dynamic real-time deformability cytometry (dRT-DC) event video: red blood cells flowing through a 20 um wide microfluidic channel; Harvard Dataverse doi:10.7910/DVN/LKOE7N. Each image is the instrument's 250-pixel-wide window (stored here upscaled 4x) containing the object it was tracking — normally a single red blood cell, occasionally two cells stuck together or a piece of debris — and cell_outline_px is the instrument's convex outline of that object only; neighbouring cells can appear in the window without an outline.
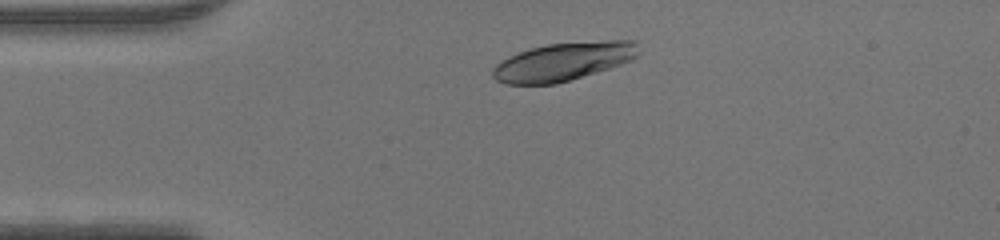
{"species": "human", "species_latin": "Homo sapiens", "temperature_condition": "warm", "stored_images_in_passage": 17, "camera_frame_rate_fps": 3000, "um_per_image_px": 0.085, "donor": {"sex": "male"}, "frame": {"image": 1, "passage_image": 1, "time_ms": 0.0, "image_size_px": [1000, 240], "cell_outline_px": [[640, 52], [632, 60], [608, 68], [556, 84], [504, 84], [496, 80], [492, 76], [492, 68], [496, 64], [508, 56], [532, 48], [548, 44], [604, 40], [636, 40]], "centroid_in_image_um": [47.88, 5.23], "position_along_channel_um": 37.1, "area_um2": 32.43}}
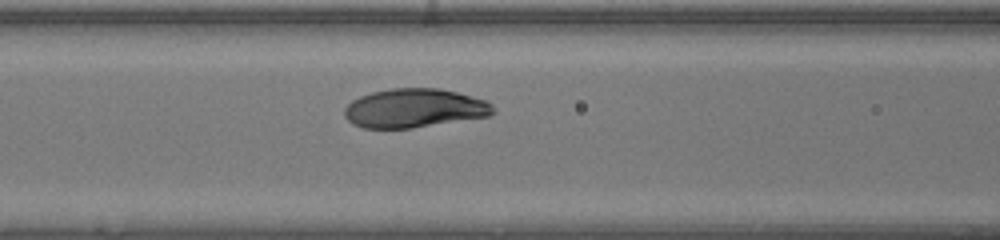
{"frame": {"image": 2, "passage_image": 10, "time_ms": 3.0, "image_size_px": [1000, 240], "cell_outline_px": [[496, 112], [488, 116], [412, 128], [364, 128], [352, 124], [344, 116], [344, 108], [352, 100], [360, 96], [372, 92], [392, 88], [440, 88], [488, 100], [496, 108]], "centroid_in_image_um": [35.24, 9.19], "position_along_channel_um": 131.4, "area_um2": 33.87}}
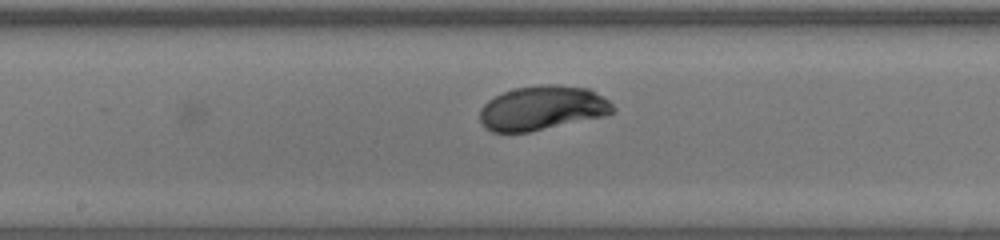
{"frame": {"image": 3, "passage_image": 15, "time_ms": 4.667, "image_size_px": [1000, 240], "cell_outline_px": [[616, 112], [604, 116], [528, 132], [492, 132], [484, 128], [480, 124], [480, 108], [488, 100], [504, 92], [516, 88], [540, 84], [556, 84], [588, 88], [608, 100], [616, 108]], "centroid_in_image_um": [46.09, 9.18], "position_along_channel_um": 202.1, "area_um2": 34.45}}